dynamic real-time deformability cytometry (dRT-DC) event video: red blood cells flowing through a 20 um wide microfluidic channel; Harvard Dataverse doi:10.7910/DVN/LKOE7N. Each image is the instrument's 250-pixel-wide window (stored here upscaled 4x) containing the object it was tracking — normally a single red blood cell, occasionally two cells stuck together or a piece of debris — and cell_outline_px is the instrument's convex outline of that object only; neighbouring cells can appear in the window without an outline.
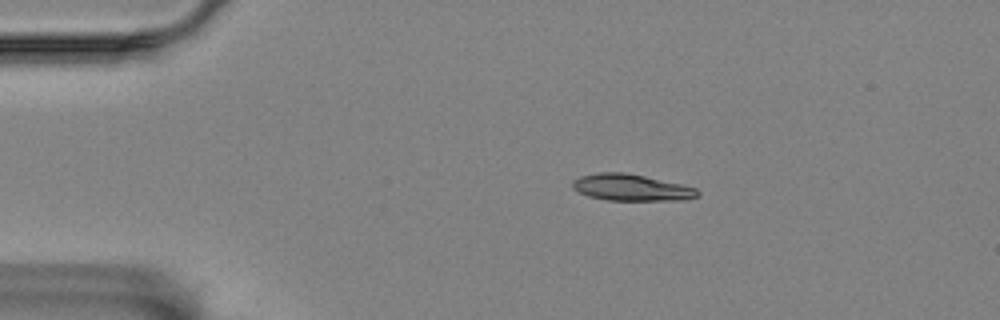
{"species": "Egyptian fruit bat (a non-hibernating species)", "species_latin": "Rousettus aegyptiacus", "temperature_condition": "room temperature", "stored_images_in_passage": 48, "camera_frame_rate_fps": 3000, "um_per_image_px": 0.085, "animal": {"sex": "female"}, "frame": {"image": 1, "passage_image": 1, "time_ms": 0.0, "image_size_px": [1000, 320], "cell_outline_px": [[700, 196], [680, 200], [608, 200], [588, 196], [572, 188], [572, 180], [580, 176], [600, 172], [620, 172], [644, 176], [680, 184], [696, 188], [700, 192]], "centroid_in_image_um": [53.64, 15.94], "position_along_channel_um": 31.4, "area_um2": 19.19}}
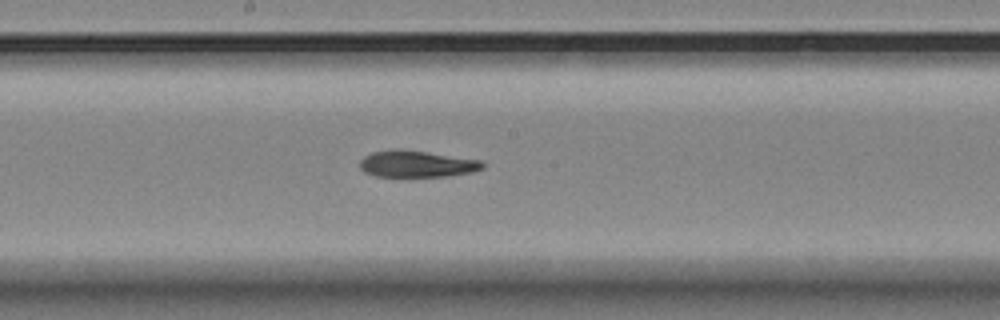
{"frame": {"image": 2, "passage_image": 21, "time_ms": 6.667, "image_size_px": [1000, 320], "cell_outline_px": [[484, 168], [472, 172], [444, 176], [376, 176], [364, 172], [360, 168], [360, 160], [364, 156], [372, 152], [392, 148], [396, 148], [480, 160], [484, 164]], "centroid_in_image_um": [35.37, 13.93], "position_along_channel_um": 212.8, "area_um2": 18.84}}
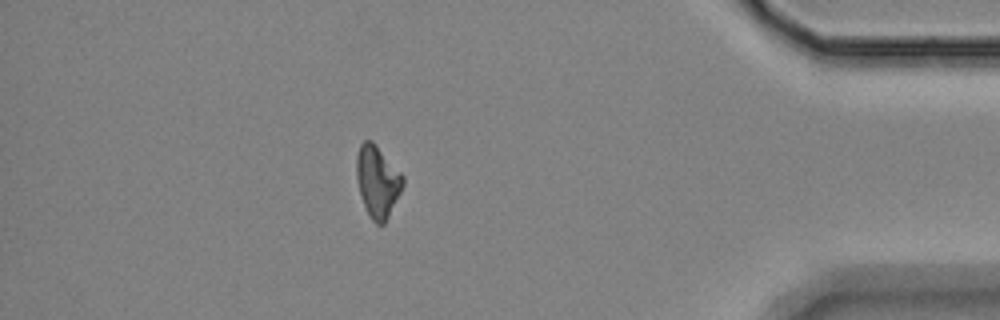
{"frame": {"image": 3, "passage_image": 41, "time_ms": 13.333, "image_size_px": [1000, 320], "cell_outline_px": [[404, 184], [384, 224], [376, 224], [372, 220], [364, 204], [356, 180], [356, 156], [360, 144], [364, 140], [372, 140], [404, 176]], "centroid_in_image_um": [32.07, 15.39], "position_along_channel_um": 403.1, "area_um2": 19.13}}